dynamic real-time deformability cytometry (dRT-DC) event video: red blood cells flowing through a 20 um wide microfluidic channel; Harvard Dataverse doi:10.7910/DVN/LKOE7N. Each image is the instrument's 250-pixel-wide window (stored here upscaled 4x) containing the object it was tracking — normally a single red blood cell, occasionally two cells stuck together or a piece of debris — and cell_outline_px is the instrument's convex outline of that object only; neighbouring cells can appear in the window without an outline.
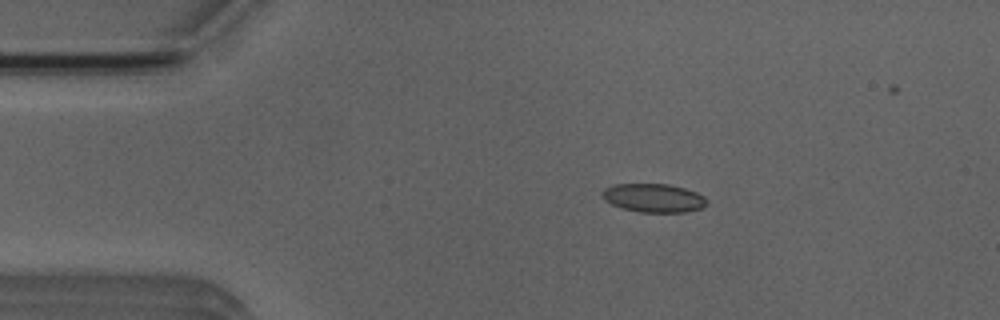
{"species": "Egyptian fruit bat (a non-hibernating species)", "species_latin": "Rousettus aegyptiacus", "temperature_condition": "room temperature", "stored_images_in_passage": 6, "camera_frame_rate_fps": 3000, "um_per_image_px": 0.085, "animal": {"sex": "male"}, "frame": {"image": 1, "passage_image": 3, "time_ms": 2.333, "image_size_px": [1000, 320], "cell_outline_px": [[708, 200], [700, 208], [684, 212], [640, 212], [620, 208], [604, 200], [600, 196], [600, 192], [604, 188], [616, 184], [668, 184], [684, 188], [696, 192], [704, 196]], "centroid_in_image_um": [55.5, 16.82], "position_along_channel_um": 29.5, "area_um2": 17.46}}
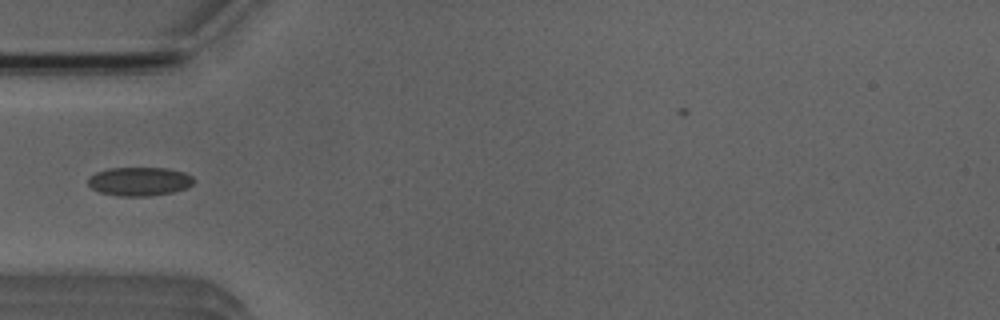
{"frame": {"image": 2, "passage_image": 5, "time_ms": 4.667, "image_size_px": [1000, 320], "cell_outline_px": [[196, 180], [188, 188], [172, 192], [148, 196], [120, 196], [100, 192], [92, 188], [88, 184], [88, 176], [96, 172], [108, 168], [168, 168], [184, 172], [192, 176]], "centroid_in_image_um": [11.86, 15.41], "position_along_channel_um": 73.1, "area_um2": 17.8}}